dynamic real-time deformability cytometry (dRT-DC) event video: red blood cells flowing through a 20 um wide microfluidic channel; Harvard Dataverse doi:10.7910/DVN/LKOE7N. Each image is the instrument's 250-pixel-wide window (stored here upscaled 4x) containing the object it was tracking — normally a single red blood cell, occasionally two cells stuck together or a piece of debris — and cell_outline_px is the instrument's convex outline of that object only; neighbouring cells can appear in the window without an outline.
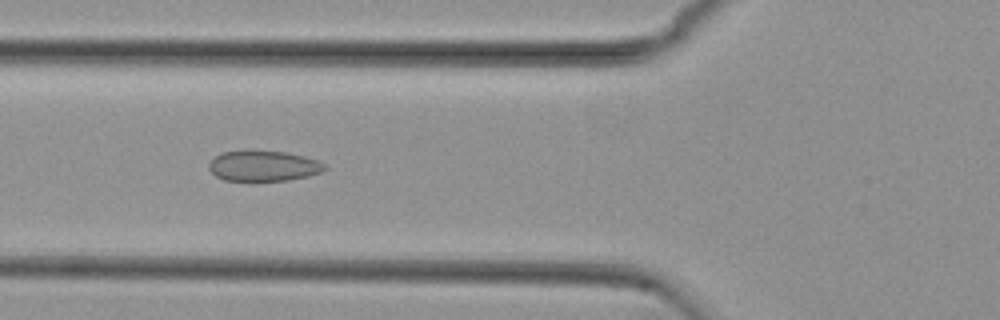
{"species": "common noctule bat (a hibernating species)", "species_latin": "Nyctalus noctula", "temperature_condition": "cold", "stored_images_in_passage": 51, "camera_frame_rate_fps": 3000, "um_per_image_px": 0.085, "animal": {"sex": "female", "body_mass_g": 29.2, "forearm_length_mm": 56.3}, "frame": {"image": 1, "passage_image": 17, "time_ms": 5.333, "image_size_px": [1000, 320], "cell_outline_px": [[328, 168], [320, 172], [308, 176], [288, 180], [256, 184], [252, 184], [224, 180], [216, 176], [208, 168], [208, 164], [216, 156], [224, 152], [284, 152], [304, 156], [316, 160], [324, 164]], "centroid_in_image_um": [22.38, 14.18], "position_along_channel_um": 103.4, "area_um2": 20.92}}
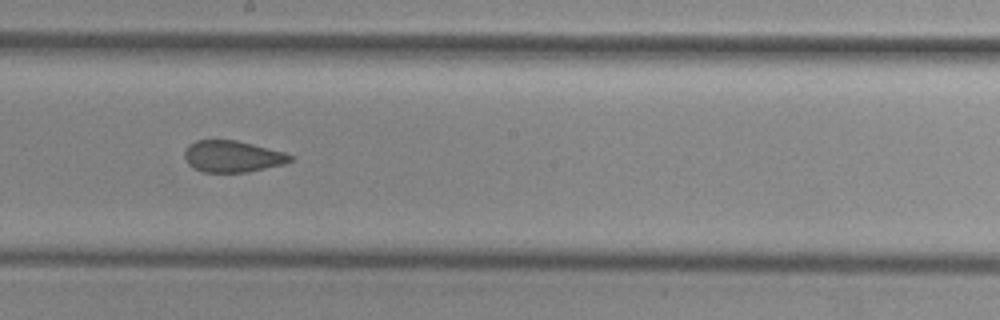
{"frame": {"image": 2, "passage_image": 27, "time_ms": 8.667, "image_size_px": [1000, 320], "cell_outline_px": [[292, 160], [284, 164], [248, 172], [204, 172], [192, 168], [188, 164], [184, 156], [184, 152], [188, 144], [196, 140], [236, 140], [284, 152], [292, 156]], "centroid_in_image_um": [19.72, 13.3], "position_along_channel_um": 228.5, "area_um2": 19.42}}
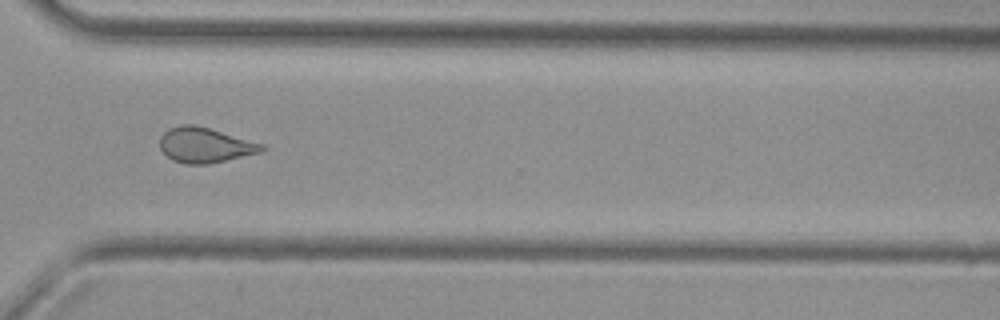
{"frame": {"image": 3, "passage_image": 37, "time_ms": 12.0, "image_size_px": [1000, 320], "cell_outline_px": [[268, 148], [264, 152], [208, 164], [184, 164], [172, 160], [160, 148], [160, 136], [168, 128], [180, 124], [196, 124], [264, 144]], "centroid_in_image_um": [17.45, 12.33], "position_along_channel_um": 353.2, "area_um2": 21.15}, "authors_computed_cell_mechanics": {"area_um2": 21.1548, "velocity_mm_per_s": 3.736, "shape_relaxation_time_tau1_ms": null, "shape_relaxation_time_tau2_ms": 1.8836, "deformation_change_tau1": null, "deformation_change_tau2": 0.0728}}